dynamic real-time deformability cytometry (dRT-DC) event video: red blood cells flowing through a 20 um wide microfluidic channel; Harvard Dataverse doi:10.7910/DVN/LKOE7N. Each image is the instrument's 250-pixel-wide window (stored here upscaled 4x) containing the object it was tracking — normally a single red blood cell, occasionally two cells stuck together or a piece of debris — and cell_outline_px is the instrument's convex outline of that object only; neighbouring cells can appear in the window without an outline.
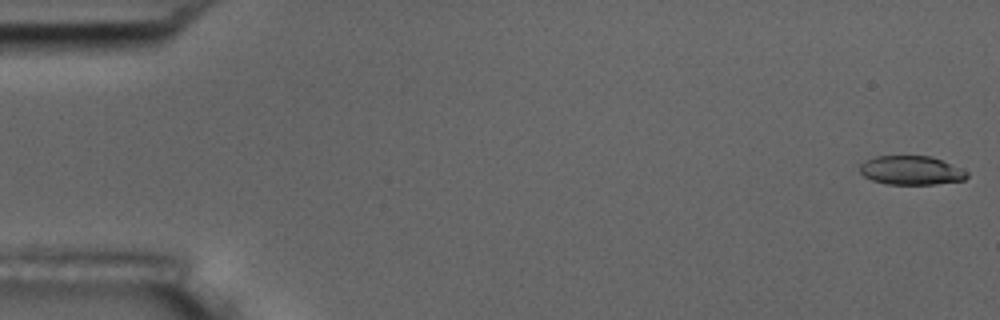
{"species": "common noctule bat (a hibernating species)", "species_latin": "Nyctalus noctula", "temperature_condition": "room temperature", "stored_images_in_passage": 55, "camera_frame_rate_fps": 3000, "um_per_image_px": 0.085, "animal": {"sex": "male", "body_mass_g": 17.5, "forearm_length_mm": 52.3}, "frame": {"image": 1, "passage_image": 1, "time_ms": 0.0, "image_size_px": [1000, 320], "cell_outline_px": [[968, 176], [964, 180], [936, 184], [884, 184], [872, 180], [864, 176], [860, 172], [860, 164], [876, 156], [928, 156], [940, 160], [968, 172]], "centroid_in_image_um": [77.42, 14.49], "position_along_channel_um": 7.6, "area_um2": 17.8}}
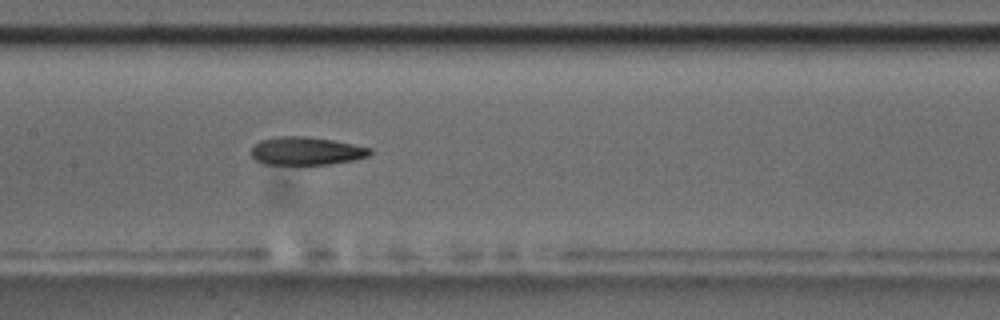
{"frame": {"image": 2, "passage_image": 27, "time_ms": 8.667, "image_size_px": [1000, 320], "cell_outline_px": [[372, 152], [368, 156], [352, 160], [328, 164], [264, 164], [256, 160], [248, 152], [252, 144], [260, 140], [280, 136], [304, 136], [332, 140], [372, 148]], "centroid_in_image_um": [25.96, 12.82], "position_along_channel_um": 181.4, "area_um2": 19.48}}
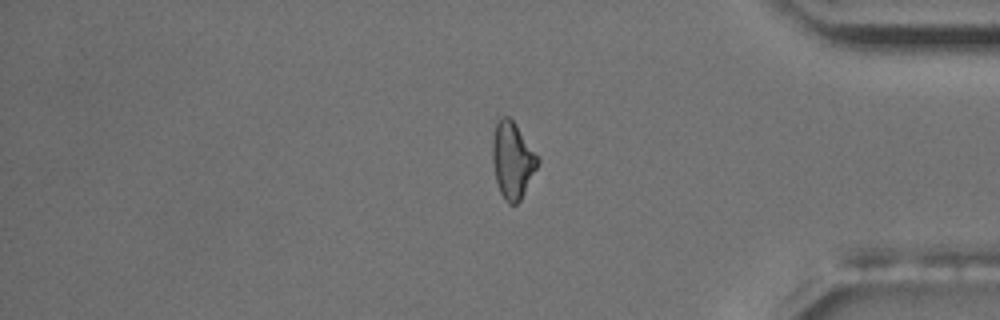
{"frame": {"image": 3, "passage_image": 46, "time_ms": 15.0, "image_size_px": [1000, 320], "cell_outline_px": [[540, 160], [520, 200], [516, 204], [508, 204], [504, 200], [500, 192], [496, 180], [492, 160], [492, 140], [496, 124], [500, 116], [508, 116], [516, 124], [540, 156]], "centroid_in_image_um": [43.56, 13.59], "position_along_channel_um": 391.6, "area_um2": 20.23}, "authors_computed_cell_mechanics": {"area_um2": 19.941, "velocity_mm_per_s": 3.6757, "shape_relaxation_time_tau1_ms": 4.7728, "shape_relaxation_time_tau2_ms": 5.3107, "deformation_change_tau1": 0.1578, "deformation_change_tau2": 0.1583}}